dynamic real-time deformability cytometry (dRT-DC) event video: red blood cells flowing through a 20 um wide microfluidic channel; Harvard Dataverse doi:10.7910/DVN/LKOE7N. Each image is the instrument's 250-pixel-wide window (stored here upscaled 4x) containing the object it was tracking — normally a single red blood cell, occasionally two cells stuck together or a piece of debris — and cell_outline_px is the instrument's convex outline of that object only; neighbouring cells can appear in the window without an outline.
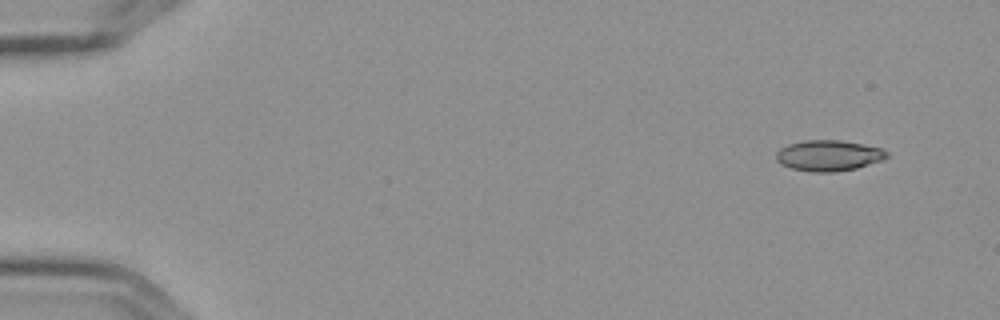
{"species": "Egyptian fruit bat (a non-hibernating species)", "species_latin": "Rousettus aegyptiacus", "temperature_condition": "cold", "stored_images_in_passage": 6, "camera_frame_rate_fps": 3000, "um_per_image_px": 0.085, "frame": {"image": 1, "passage_image": 2, "time_ms": 0.333, "image_size_px": [1000, 320], "cell_outline_px": [[888, 156], [884, 160], [856, 168], [836, 172], [812, 172], [792, 168], [780, 164], [776, 160], [776, 152], [780, 148], [788, 144], [804, 140], [840, 140], [880, 148], [888, 152]], "centroid_in_image_um": [70.41, 13.23], "position_along_channel_um": 14.6, "area_um2": 19.88}}
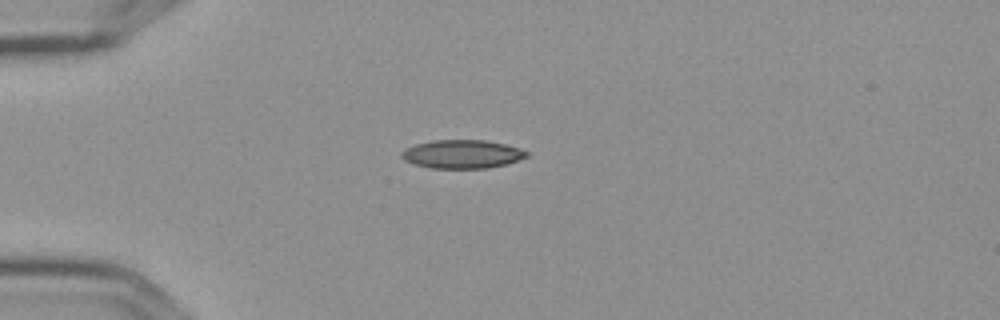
{"frame": {"image": 2, "passage_image": 5, "time_ms": 1.333, "image_size_px": [1000, 320], "cell_outline_px": [[528, 156], [504, 164], [488, 168], [432, 168], [416, 164], [404, 160], [400, 156], [400, 152], [416, 144], [432, 140], [484, 140], [504, 144], [520, 148], [528, 152]], "centroid_in_image_um": [39.27, 13.09], "position_along_channel_um": 45.7, "area_um2": 20.52}}